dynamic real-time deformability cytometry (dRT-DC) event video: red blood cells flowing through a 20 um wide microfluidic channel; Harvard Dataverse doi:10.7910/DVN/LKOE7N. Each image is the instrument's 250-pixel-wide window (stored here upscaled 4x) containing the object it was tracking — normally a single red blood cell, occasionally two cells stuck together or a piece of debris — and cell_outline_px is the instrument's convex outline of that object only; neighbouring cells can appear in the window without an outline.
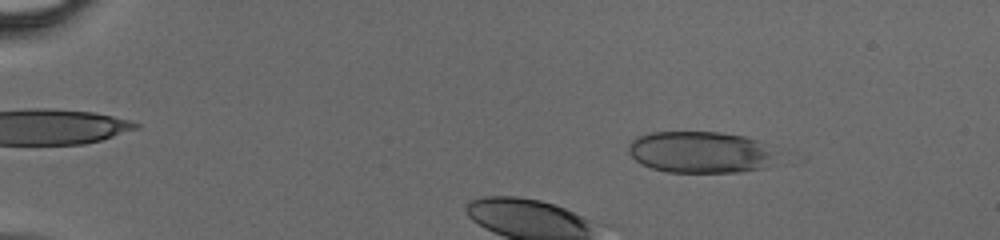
{"species": "human", "species_latin": "Homo sapiens", "temperature_condition": "cold", "stored_images_in_passage": 35, "camera_frame_rate_fps": 3000, "um_per_image_px": 0.085, "donor": {"sex": "male"}, "frame": {"image": 1, "passage_image": 7, "time_ms": 2.0, "image_size_px": [1000, 240], "cell_outline_px": [[808, 156], [804, 160], [792, 164], [740, 172], [668, 172], [652, 168], [640, 164], [628, 152], [628, 144], [636, 136], [652, 132], [720, 132], [744, 136], [792, 148]], "centroid_in_image_um": [60.26, 12.96], "position_along_channel_um": 24.7, "area_um2": 40.46}}
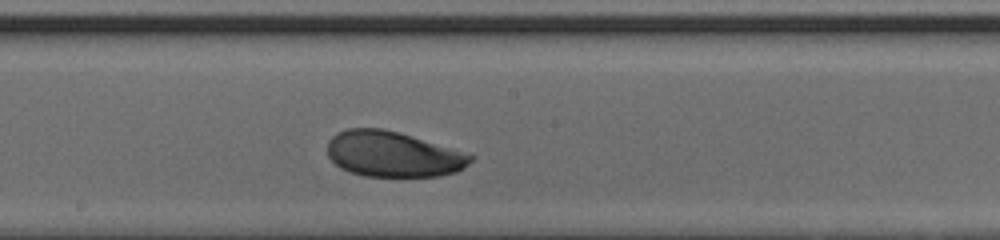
{"frame": {"image": 2, "passage_image": 23, "time_ms": 7.333, "image_size_px": [1000, 240], "cell_outline_px": [[476, 156], [464, 168], [456, 172], [440, 176], [364, 176], [340, 168], [328, 156], [328, 140], [336, 132], [348, 128], [384, 128]], "centroid_in_image_um": [33.37, 13.1], "position_along_channel_um": 214.8, "area_um2": 37.69}}
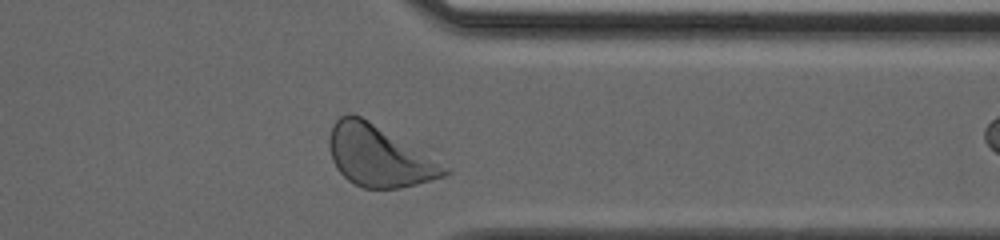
{"frame": {"image": 3, "passage_image": 34, "time_ms": 11.0, "image_size_px": [1000, 240], "cell_outline_px": [[452, 172], [444, 176], [416, 184], [400, 188], [364, 188], [348, 180], [336, 168], [332, 160], [328, 148], [328, 136], [332, 124], [340, 116], [348, 112], [352, 112], [360, 116], [452, 168]], "centroid_in_image_um": [32.19, 13.25], "position_along_channel_um": 379.2, "area_um2": 40.92}}